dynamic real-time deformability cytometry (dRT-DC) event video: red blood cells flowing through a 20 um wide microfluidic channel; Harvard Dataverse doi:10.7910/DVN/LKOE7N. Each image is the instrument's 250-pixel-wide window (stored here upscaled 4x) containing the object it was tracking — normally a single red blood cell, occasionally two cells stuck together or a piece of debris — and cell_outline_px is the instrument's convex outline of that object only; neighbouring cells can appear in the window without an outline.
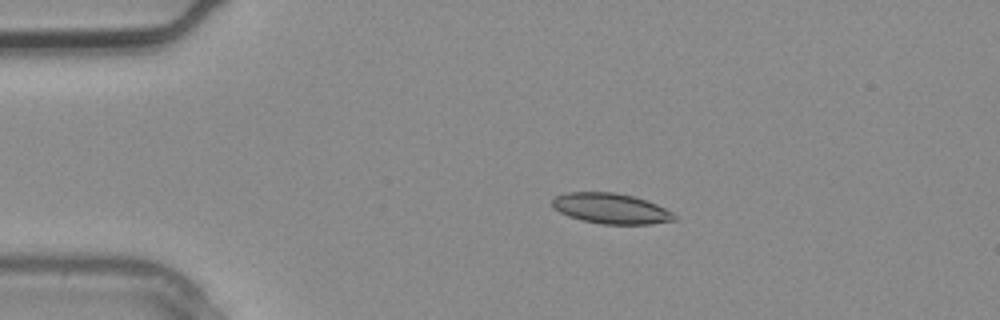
{"species": "common noctule bat (a hibernating species)", "species_latin": "Nyctalus noctula", "temperature_condition": "warm", "stored_images_in_passage": 3, "camera_frame_rate_fps": 3000, "um_per_image_px": 0.085, "animal": {"sex": "male", "body_mass_g": 20.4}, "frame": {"image": 1, "passage_image": 2, "time_ms": 0.333, "image_size_px": [1000, 320], "cell_outline_px": [[676, 220], [652, 224], [600, 224], [568, 216], [552, 208], [552, 200], [556, 196], [568, 192], [612, 192], [632, 196], [656, 204], [672, 212], [676, 216]], "centroid_in_image_um": [51.91, 17.73], "position_along_channel_um": 33.1, "area_um2": 21.5}}
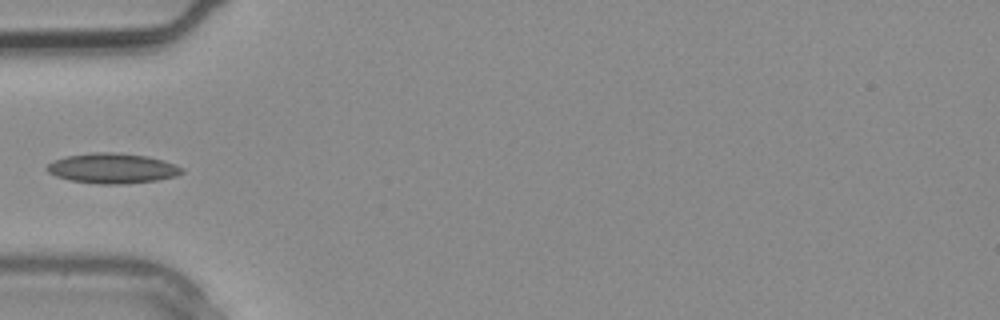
{"frame": {"image": 2, "passage_image": 3, "time_ms": 0.667, "image_size_px": [1000, 320], "cell_outline_px": [[184, 172], [176, 176], [156, 180], [120, 184], [100, 184], [72, 180], [56, 176], [48, 172], [44, 168], [52, 160], [68, 156], [92, 152], [112, 152], [148, 156], [164, 160], [176, 164], [184, 168]], "centroid_in_image_um": [9.57, 14.29], "position_along_channel_um": 75.4, "area_um2": 23.7}}